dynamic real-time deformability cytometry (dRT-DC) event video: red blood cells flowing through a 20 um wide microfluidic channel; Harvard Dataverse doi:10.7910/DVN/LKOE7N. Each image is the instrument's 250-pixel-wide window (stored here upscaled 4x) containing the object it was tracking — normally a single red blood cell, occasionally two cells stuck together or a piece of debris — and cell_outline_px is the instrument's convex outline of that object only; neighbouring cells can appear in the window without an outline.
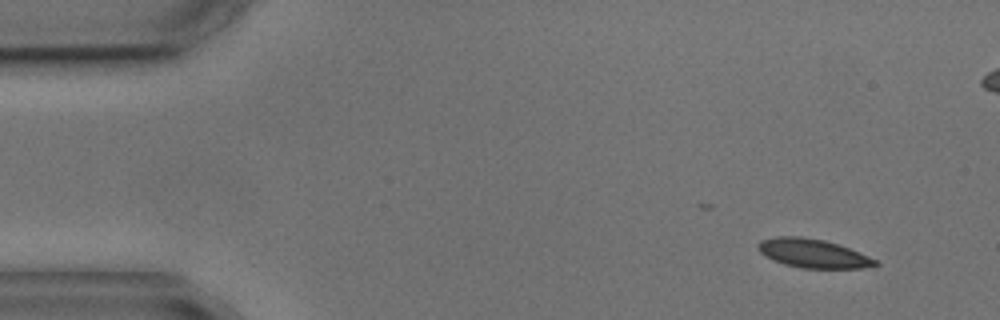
{"species": "common noctule bat (a hibernating species)", "species_latin": "Nyctalus noctula", "temperature_condition": "cold", "stored_images_in_passage": 4, "camera_frame_rate_fps": 3000, "um_per_image_px": 0.085, "animal": {"sex": "male", "body_mass_g": 17.9, "forearm_length_mm": 54.2}, "frame": {"image": 1, "passage_image": 1, "time_ms": 0.0, "image_size_px": [1000, 320], "cell_outline_px": [[880, 264], [860, 268], [800, 268], [784, 264], [772, 260], [764, 256], [756, 248], [756, 244], [760, 240], [776, 236], [800, 236], [824, 240], [848, 248], [868, 256], [876, 260]], "centroid_in_image_um": [69.02, 21.53], "position_along_channel_um": 16.0, "area_um2": 19.65}}